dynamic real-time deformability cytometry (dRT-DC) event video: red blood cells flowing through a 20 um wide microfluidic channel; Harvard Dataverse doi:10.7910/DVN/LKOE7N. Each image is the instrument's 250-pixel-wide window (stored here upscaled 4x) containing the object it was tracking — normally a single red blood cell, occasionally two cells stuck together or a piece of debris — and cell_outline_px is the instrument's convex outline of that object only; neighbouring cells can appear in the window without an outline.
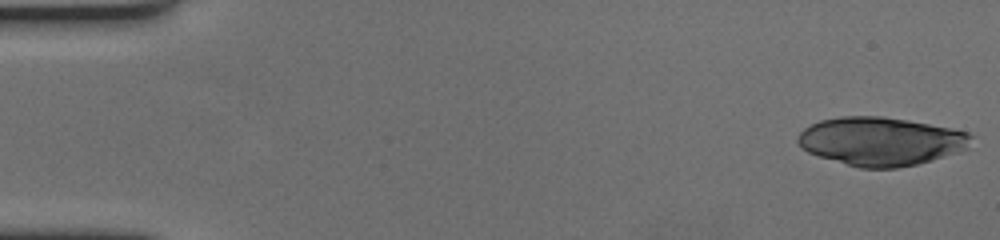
{"species": "human", "species_latin": "Homo sapiens", "temperature_condition": "cold", "stored_images_in_passage": 22, "camera_frame_rate_fps": 3000, "um_per_image_px": 0.085, "donor": {"sex": "female"}, "frame": {"image": 1, "passage_image": 1, "time_ms": 0.0, "image_size_px": [1000, 240], "cell_outline_px": [[972, 136], [968, 148], [956, 152], [916, 164], [896, 168], [860, 168], [820, 156], [808, 152], [800, 148], [796, 140], [796, 136], [804, 128], [820, 120], [840, 116], [884, 116], [908, 120], [952, 128], [968, 132]], "centroid_in_image_um": [74.83, 11.99], "position_along_channel_um": 10.2, "area_um2": 48.78}}
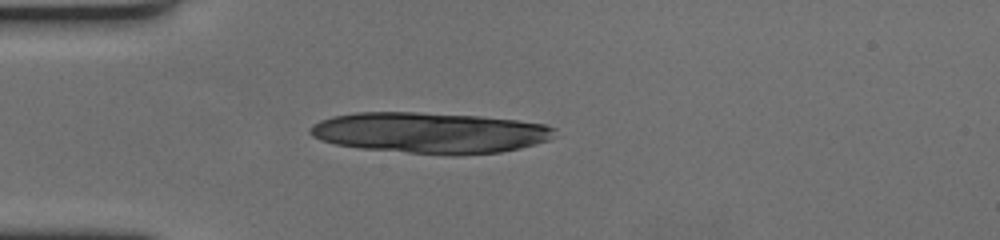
{"frame": {"image": 2, "passage_image": 16, "time_ms": 5.0, "image_size_px": [1000, 240], "cell_outline_px": [[556, 128], [552, 136], [548, 140], [536, 144], [520, 148], [500, 152], [460, 156], [452, 156], [360, 148], [336, 144], [320, 140], [312, 136], [308, 132], [308, 128], [312, 124], [320, 120], [332, 116], [356, 112], [416, 112], [480, 116], [516, 120], [544, 124]], "centroid_in_image_um": [36.52, 11.29], "position_along_channel_um": 48.5, "area_um2": 58.55}}